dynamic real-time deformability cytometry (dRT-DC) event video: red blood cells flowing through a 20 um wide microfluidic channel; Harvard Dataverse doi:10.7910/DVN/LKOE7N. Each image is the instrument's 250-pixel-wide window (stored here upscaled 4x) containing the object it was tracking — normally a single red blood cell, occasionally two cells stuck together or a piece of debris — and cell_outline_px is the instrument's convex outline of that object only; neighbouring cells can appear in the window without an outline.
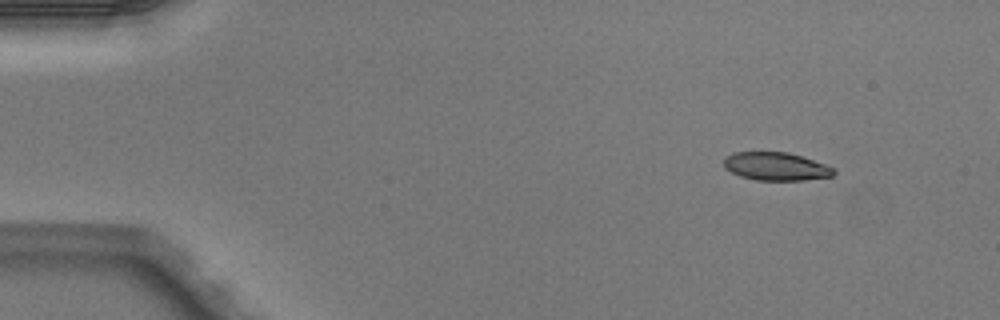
{"species": "Egyptian fruit bat (a non-hibernating species)", "species_latin": "Rousettus aegyptiacus", "temperature_condition": "warm", "stored_images_in_passage": 4, "camera_frame_rate_fps": 3000, "um_per_image_px": 0.085, "animal": {"sex": "male"}, "frame": {"image": 1, "passage_image": 1, "time_ms": 0.0, "image_size_px": [1000, 320], "cell_outline_px": [[836, 172], [832, 176], [804, 180], [756, 180], [740, 176], [724, 168], [724, 160], [732, 152], [788, 152], [836, 168]], "centroid_in_image_um": [65.96, 14.15], "position_along_channel_um": 19.0, "area_um2": 17.92}}